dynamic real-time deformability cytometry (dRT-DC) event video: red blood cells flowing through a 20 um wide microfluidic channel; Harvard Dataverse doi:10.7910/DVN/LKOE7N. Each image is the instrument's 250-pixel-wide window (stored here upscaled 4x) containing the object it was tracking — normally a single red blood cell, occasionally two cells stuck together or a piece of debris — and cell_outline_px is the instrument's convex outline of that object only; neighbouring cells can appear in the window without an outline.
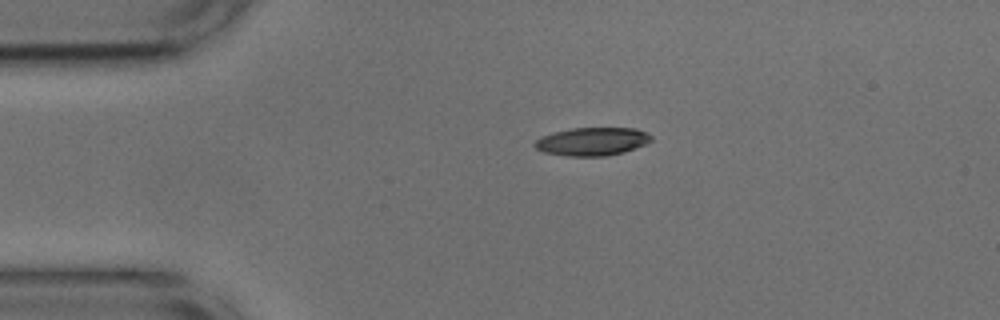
{"species": "common noctule bat (a hibernating species)", "species_latin": "Nyctalus noctula", "temperature_condition": "cold", "stored_images_in_passage": 9, "camera_frame_rate_fps": 3000, "um_per_image_px": 0.085, "animal": {"sex": "male", "body_mass_g": 17.9, "forearm_length_mm": 54.2}, "frame": {"image": 1, "passage_image": 1, "time_ms": 0.0, "image_size_px": [1000, 320], "cell_outline_px": [[652, 140], [644, 144], [624, 152], [604, 156], [568, 156], [544, 152], [536, 148], [532, 144], [540, 136], [572, 128], [636, 128], [652, 136]], "centroid_in_image_um": [50.31, 12.02], "position_along_channel_um": 34.7, "area_um2": 18.96}}